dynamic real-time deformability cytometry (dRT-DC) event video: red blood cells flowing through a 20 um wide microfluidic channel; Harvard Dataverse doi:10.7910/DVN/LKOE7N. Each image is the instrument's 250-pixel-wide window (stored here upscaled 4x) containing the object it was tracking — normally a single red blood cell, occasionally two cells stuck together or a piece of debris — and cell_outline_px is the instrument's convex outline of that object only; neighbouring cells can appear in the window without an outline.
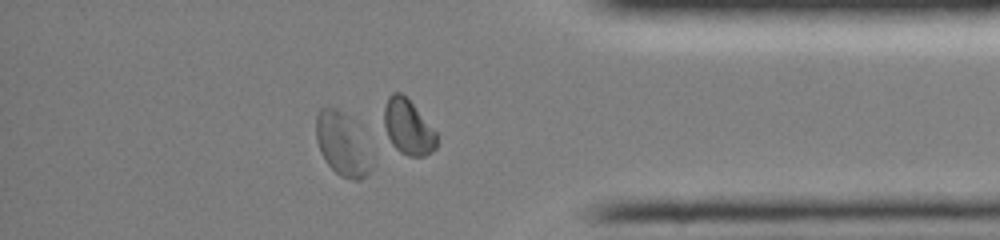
{"species": "common noctule bat (a hibernating species)", "species_latin": "Nyctalus noctula", "temperature_condition": "room temperature", "stored_images_in_passage": 46, "camera_frame_rate_fps": 3000, "um_per_image_px": 0.085, "animal": {"sex": "female", "body_mass_g": 19.0, "forearm_length_mm": 51.5}, "frame": {"image": 1, "passage_image": 40, "time_ms": 13.0, "image_size_px": [1000, 240], "cell_outline_px": [[372, 168], [360, 180], [352, 180], [340, 176], [324, 160], [320, 152], [316, 140], [316, 116], [320, 108], [336, 108], [344, 112], [356, 120], [360, 124], [372, 164]], "centroid_in_image_um": [29.11, 12.21], "position_along_channel_um": 406.1, "area_um2": 20.92}, "authors_computed_cell_mechanics": {"area_um2": 18.5827, "velocity_mm_per_s": 3.9772, "shape_relaxation_time_tau1_ms": 1.5364, "shape_relaxation_time_tau2_ms": null, "deformation_change_tau1": 0.1287, "deformation_change_tau2": null}}